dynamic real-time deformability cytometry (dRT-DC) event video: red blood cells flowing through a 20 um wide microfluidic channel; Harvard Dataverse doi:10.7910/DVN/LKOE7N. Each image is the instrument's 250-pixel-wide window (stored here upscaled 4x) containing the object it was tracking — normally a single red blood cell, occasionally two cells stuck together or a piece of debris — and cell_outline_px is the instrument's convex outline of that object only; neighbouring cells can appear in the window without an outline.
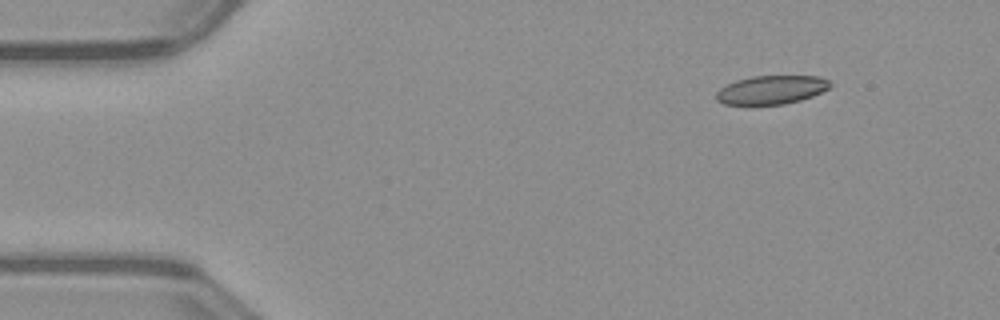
{"species": "common noctule bat (a hibernating species)", "species_latin": "Nyctalus noctula", "temperature_condition": "warm", "stored_images_in_passage": 46, "camera_frame_rate_fps": 3000, "um_per_image_px": 0.085, "animal": {"sex": "male", "body_mass_g": 23.1, "forearm_length_mm": 52.7}, "frame": {"image": 1, "passage_image": 1, "time_ms": 0.0, "image_size_px": [1000, 320], "cell_outline_px": [[832, 84], [828, 88], [812, 96], [800, 100], [784, 104], [724, 104], [716, 100], [716, 92], [720, 88], [736, 80], [752, 76], [820, 76], [828, 80]], "centroid_in_image_um": [65.56, 7.63], "position_along_channel_um": 19.4, "area_um2": 18.84}}
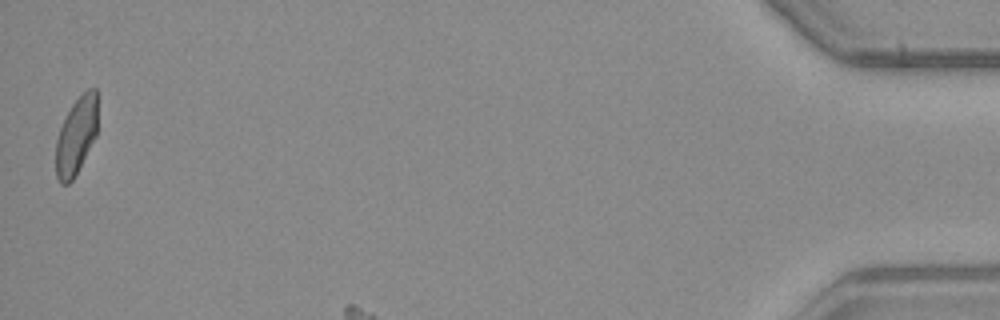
{"frame": {"image": 2, "passage_image": 46, "time_ms": 15.0, "image_size_px": [1000, 320], "cell_outline_px": [[96, 136], [72, 180], [68, 184], [60, 184], [56, 176], [56, 140], [60, 128], [72, 104], [88, 88], [96, 88]], "centroid_in_image_um": [6.46, 11.57], "position_along_channel_um": 428.7, "area_um2": 18.38}}